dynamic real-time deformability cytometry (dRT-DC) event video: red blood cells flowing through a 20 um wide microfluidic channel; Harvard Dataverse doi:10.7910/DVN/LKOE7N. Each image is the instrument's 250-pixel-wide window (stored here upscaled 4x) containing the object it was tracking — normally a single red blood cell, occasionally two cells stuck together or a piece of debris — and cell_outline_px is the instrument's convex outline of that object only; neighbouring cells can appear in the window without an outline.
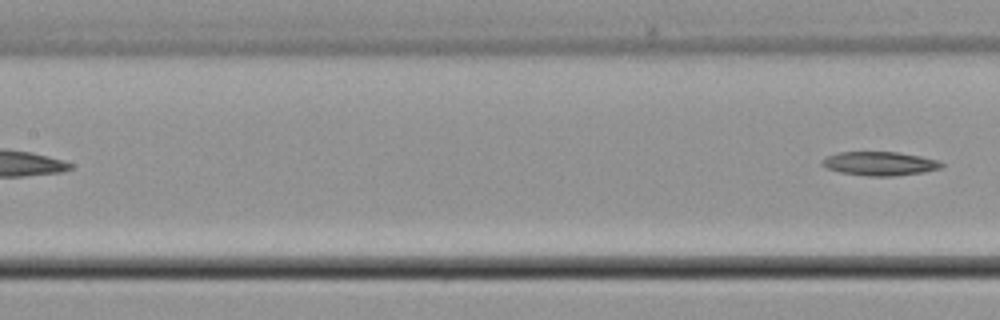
{"species": "common noctule bat (a hibernating species)", "species_latin": "Nyctalus noctula", "temperature_condition": "cold", "stored_images_in_passage": 9, "segment_of_instrument_passage": [2, 2], "camera_frame_rate_fps": 3000, "um_per_image_px": 0.085, "animal": {"sex": "male", "body_mass_g": 21.5, "forearm_length_mm": 52.0}, "frame": {"image": 1, "passage_image": 9, "time_ms": 12.333, "image_size_px": [1000, 320], "cell_outline_px": [[944, 164], [940, 168], [924, 172], [896, 176], [868, 176], [840, 172], [828, 168], [820, 164], [820, 160], [828, 156], [840, 152], [896, 152], [920, 156], [940, 160]], "centroid_in_image_um": [74.79, 13.9], "position_along_channel_um": 132.6, "area_um2": 16.59}}